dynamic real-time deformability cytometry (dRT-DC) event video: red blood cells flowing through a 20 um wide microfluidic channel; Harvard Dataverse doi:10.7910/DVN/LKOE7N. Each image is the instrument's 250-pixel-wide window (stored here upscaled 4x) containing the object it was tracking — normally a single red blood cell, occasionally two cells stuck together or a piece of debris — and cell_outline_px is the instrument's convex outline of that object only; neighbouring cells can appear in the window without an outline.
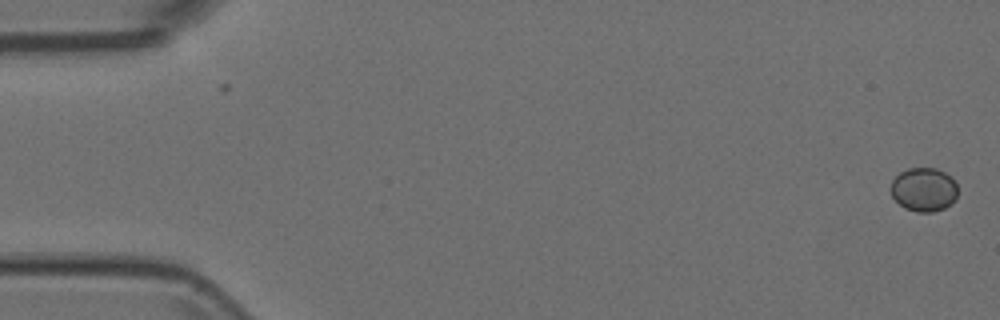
{"species": "Egyptian fruit bat (a non-hibernating species)", "species_latin": "Rousettus aegyptiacus", "temperature_condition": "room temperature", "stored_images_in_passage": 54, "camera_frame_rate_fps": 3000, "um_per_image_px": 0.085, "animal": {"sex": "female"}, "frame": {"image": 1, "passage_image": 1, "time_ms": 0.0, "image_size_px": [1000, 320], "cell_outline_px": [[956, 200], [944, 208], [932, 212], [916, 212], [904, 208], [892, 196], [892, 180], [900, 172], [908, 168], [936, 168], [952, 176], [956, 184]], "centroid_in_image_um": [78.54, 16.11], "position_along_channel_um": 6.5, "area_um2": 17.05}}
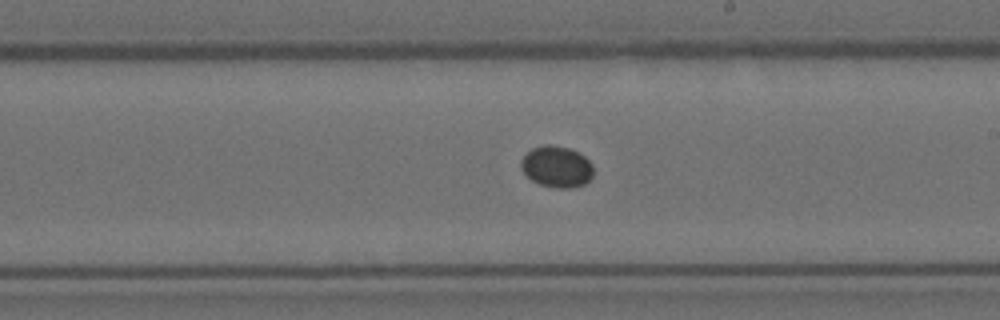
{"frame": {"image": 2, "passage_image": 31, "time_ms": 10.0, "image_size_px": [1000, 320], "cell_outline_px": [[592, 176], [584, 184], [572, 188], [556, 188], [540, 184], [532, 180], [520, 168], [520, 160], [532, 148], [544, 144], [552, 144], [568, 148], [580, 152], [592, 164]], "centroid_in_image_um": [47.31, 14.16], "position_along_channel_um": 241.7, "area_um2": 17.46}}
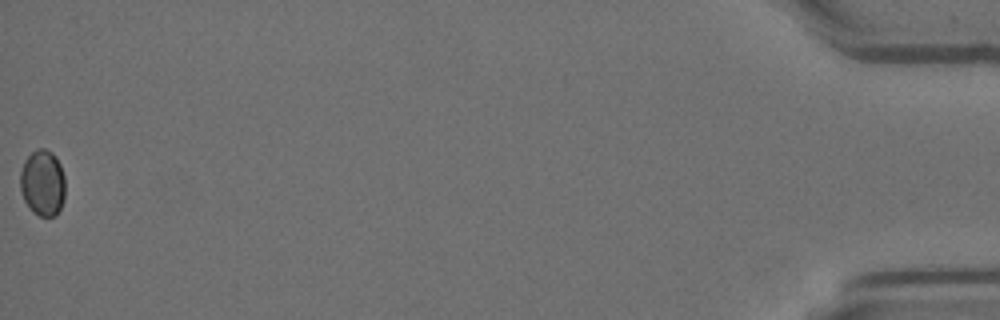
{"frame": {"image": 3, "passage_image": 54, "time_ms": 17.667, "image_size_px": [1000, 320], "cell_outline_px": [[64, 200], [56, 216], [40, 216], [32, 212], [24, 200], [20, 188], [20, 172], [24, 160], [36, 148], [44, 148], [52, 152], [56, 156], [60, 164], [64, 176]], "centroid_in_image_um": [3.62, 15.54], "position_along_channel_um": 431.6, "area_um2": 17.51}}